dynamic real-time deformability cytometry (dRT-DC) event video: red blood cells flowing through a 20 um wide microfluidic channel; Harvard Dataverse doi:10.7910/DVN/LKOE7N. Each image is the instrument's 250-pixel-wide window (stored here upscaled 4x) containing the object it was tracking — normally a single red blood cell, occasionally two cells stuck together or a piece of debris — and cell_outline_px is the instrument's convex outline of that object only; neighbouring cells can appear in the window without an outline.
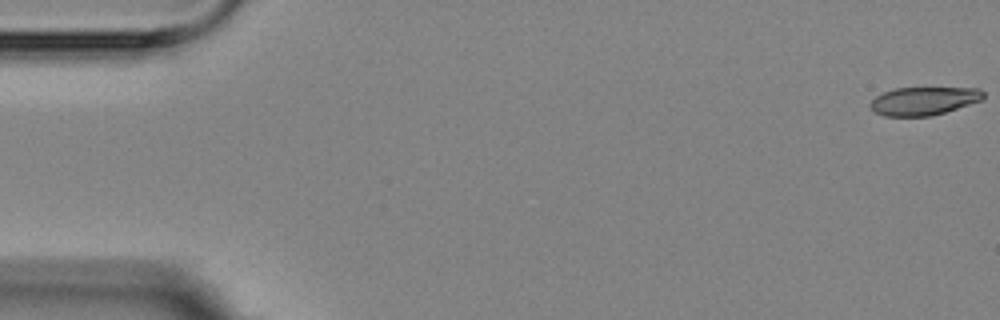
{"species": "Egyptian fruit bat (a non-hibernating species)", "species_latin": "Rousettus aegyptiacus", "temperature_condition": "room temperature", "stored_images_in_passage": 5, "camera_frame_rate_fps": 3000, "um_per_image_px": 0.085, "animal": {"sex": "female"}, "frame": {"image": 1, "passage_image": 1, "time_ms": 0.0, "image_size_px": [1000, 320], "cell_outline_px": [[984, 96], [980, 100], [932, 116], [884, 116], [876, 112], [868, 104], [876, 96], [884, 92], [896, 88], [980, 88], [984, 92]], "centroid_in_image_um": [78.49, 8.58], "position_along_channel_um": 6.5, "area_um2": 18.32}}
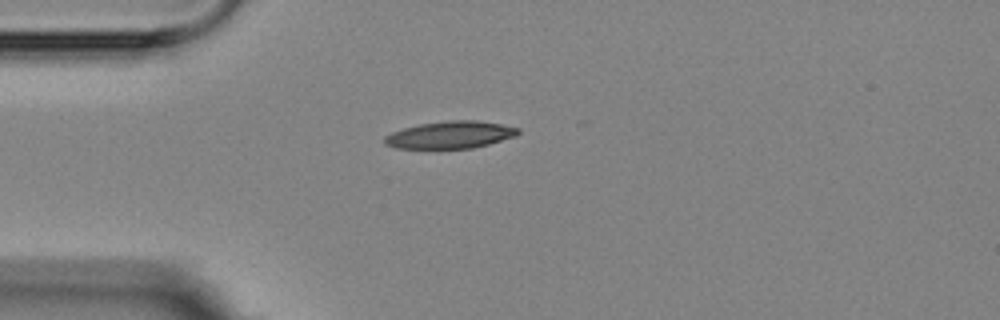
{"frame": {"image": 2, "passage_image": 5, "time_ms": 4.667, "image_size_px": [1000, 320], "cell_outline_px": [[520, 132], [516, 136], [488, 144], [472, 148], [396, 148], [384, 144], [384, 136], [392, 132], [404, 128], [420, 124], [448, 120], [476, 120], [500, 124], [520, 128]], "centroid_in_image_um": [38.28, 11.46], "position_along_channel_um": 46.7, "area_um2": 21.1}}